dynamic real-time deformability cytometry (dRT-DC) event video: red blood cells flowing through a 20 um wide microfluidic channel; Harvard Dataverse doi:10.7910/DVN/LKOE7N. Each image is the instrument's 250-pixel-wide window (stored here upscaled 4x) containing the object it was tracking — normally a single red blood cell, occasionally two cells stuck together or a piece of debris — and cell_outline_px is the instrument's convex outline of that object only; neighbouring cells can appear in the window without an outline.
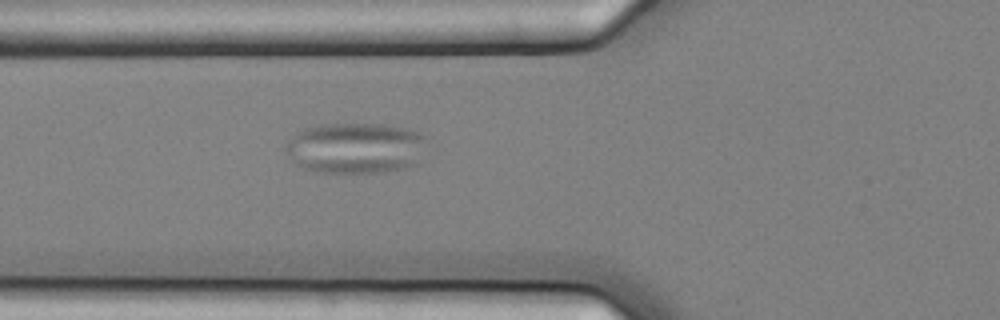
{"species": "common noctule bat (a hibernating species)", "species_latin": "Nyctalus noctula", "temperature_condition": "cold", "stored_images_in_passage": 2, "camera_frame_rate_fps": 3000, "um_per_image_px": 0.085, "animal": {"sex": "female", "body_mass_g": 25.1}, "frame": {"image": 1, "passage_image": 2, "time_ms": 0.333, "image_size_px": [1000, 320], "cell_outline_px": [[424, 136], [420, 164], [404, 168], [384, 172], [316, 172], [304, 168], [296, 164], [292, 160], [284, 148], [284, 144], [296, 132], [320, 124], [384, 124], [404, 128], [420, 132]], "centroid_in_image_um": [30.21, 12.58], "position_along_channel_um": 95.6, "area_um2": 41.91}}